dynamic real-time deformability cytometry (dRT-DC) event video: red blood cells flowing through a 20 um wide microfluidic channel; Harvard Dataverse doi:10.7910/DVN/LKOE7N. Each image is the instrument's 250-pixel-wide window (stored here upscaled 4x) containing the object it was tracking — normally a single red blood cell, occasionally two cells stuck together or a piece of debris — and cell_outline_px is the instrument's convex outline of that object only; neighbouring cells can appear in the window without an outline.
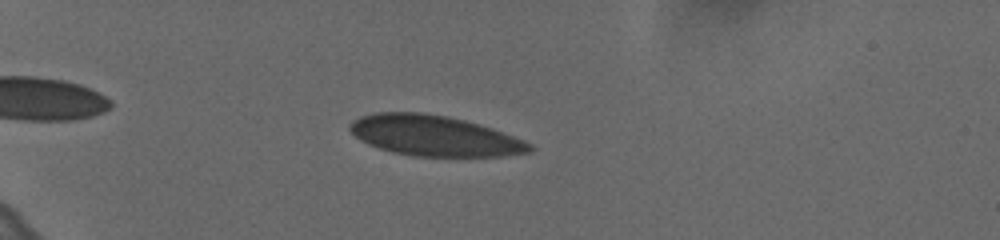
{"species": "human", "species_latin": "Homo sapiens", "temperature_condition": "cold", "stored_images_in_passage": 43, "camera_frame_rate_fps": 3000, "um_per_image_px": 0.085, "donor": {"sex": "female"}, "frame": {"image": 1, "passage_image": 8, "time_ms": 2.333, "image_size_px": [1000, 240], "cell_outline_px": [[536, 148], [532, 152], [504, 156], [412, 156], [392, 152], [368, 144], [360, 140], [348, 128], [348, 124], [352, 120], [360, 116], [376, 112], [420, 112], [448, 116], [464, 120], [492, 128], [524, 140], [532, 144]], "centroid_in_image_um": [36.92, 11.54], "position_along_channel_um": 48.1, "area_um2": 42.6}}
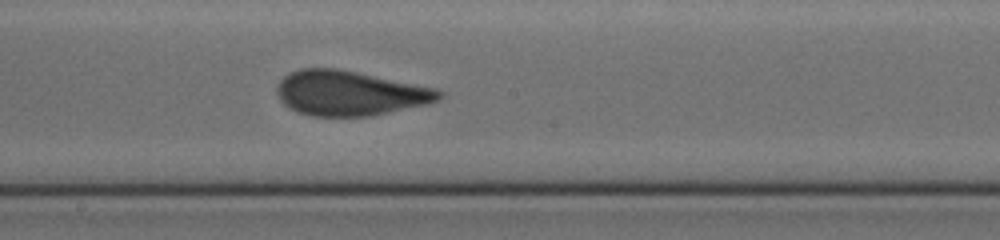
{"frame": {"image": 2, "passage_image": 26, "time_ms": 8.333, "image_size_px": [1000, 240], "cell_outline_px": [[444, 96], [440, 100], [428, 104], [372, 116], [312, 116], [296, 112], [288, 108], [280, 100], [276, 92], [276, 88], [280, 80], [284, 76], [300, 68], [336, 68], [436, 88], [444, 92]], "centroid_in_image_um": [29.74, 7.93], "position_along_channel_um": 218.5, "area_um2": 42.54}}
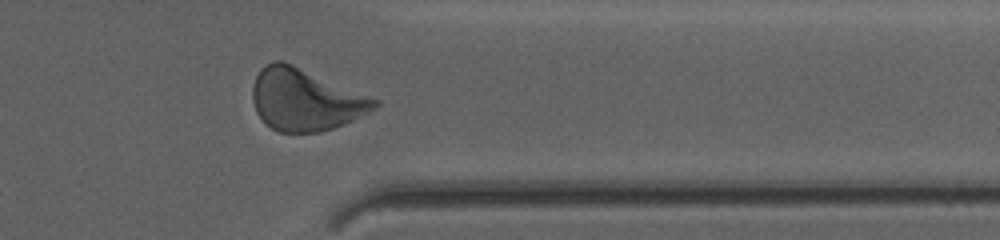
{"frame": {"image": 3, "passage_image": 40, "time_ms": 13.0, "image_size_px": [1000, 240], "cell_outline_px": [[380, 104], [376, 108], [344, 124], [320, 132], [280, 132], [272, 128], [256, 112], [252, 100], [252, 88], [256, 76], [260, 68], [272, 60], [284, 60], [380, 100]], "centroid_in_image_um": [25.95, 8.45], "position_along_channel_um": 385.5, "area_um2": 43.99}, "authors_computed_cell_mechanics": {"area_um2": 42.5986, "velocity_mm_per_s": 3.6015, "shape_relaxation_time_tau1_ms": 10.1665, "shape_relaxation_time_tau2_ms": null, "deformation_change_tau1": 0.1796, "deformation_change_tau2": null}}